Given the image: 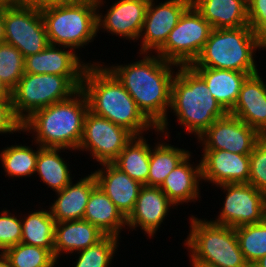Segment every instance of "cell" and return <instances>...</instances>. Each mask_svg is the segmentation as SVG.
Listing matches in <instances>:
<instances>
[{
	"mask_svg": "<svg viewBox=\"0 0 266 267\" xmlns=\"http://www.w3.org/2000/svg\"><path fill=\"white\" fill-rule=\"evenodd\" d=\"M184 246L190 253V263H202L214 267H250L238 243L235 228L214 224L194 215Z\"/></svg>",
	"mask_w": 266,
	"mask_h": 267,
	"instance_id": "8992f818",
	"label": "cell"
},
{
	"mask_svg": "<svg viewBox=\"0 0 266 267\" xmlns=\"http://www.w3.org/2000/svg\"><path fill=\"white\" fill-rule=\"evenodd\" d=\"M191 156L190 153L176 166L159 187L175 206L196 202L201 198L199 193V183L202 182L201 160L197 164L194 162L192 164Z\"/></svg>",
	"mask_w": 266,
	"mask_h": 267,
	"instance_id": "44dd1931",
	"label": "cell"
},
{
	"mask_svg": "<svg viewBox=\"0 0 266 267\" xmlns=\"http://www.w3.org/2000/svg\"><path fill=\"white\" fill-rule=\"evenodd\" d=\"M73 0H17L18 4L29 6V7H36V8H43L50 5H57L62 3H68Z\"/></svg>",
	"mask_w": 266,
	"mask_h": 267,
	"instance_id": "ab89813d",
	"label": "cell"
},
{
	"mask_svg": "<svg viewBox=\"0 0 266 267\" xmlns=\"http://www.w3.org/2000/svg\"><path fill=\"white\" fill-rule=\"evenodd\" d=\"M40 11L51 45L69 47L76 52L98 36L96 1L73 0Z\"/></svg>",
	"mask_w": 266,
	"mask_h": 267,
	"instance_id": "52a82bcc",
	"label": "cell"
},
{
	"mask_svg": "<svg viewBox=\"0 0 266 267\" xmlns=\"http://www.w3.org/2000/svg\"><path fill=\"white\" fill-rule=\"evenodd\" d=\"M157 142L156 146H151L147 186L160 187L167 175L192 153L164 140Z\"/></svg>",
	"mask_w": 266,
	"mask_h": 267,
	"instance_id": "f1b7e54d",
	"label": "cell"
},
{
	"mask_svg": "<svg viewBox=\"0 0 266 267\" xmlns=\"http://www.w3.org/2000/svg\"><path fill=\"white\" fill-rule=\"evenodd\" d=\"M223 207L214 224L237 228L262 222L266 218V195L249 183L223 184Z\"/></svg>",
	"mask_w": 266,
	"mask_h": 267,
	"instance_id": "8fae6325",
	"label": "cell"
},
{
	"mask_svg": "<svg viewBox=\"0 0 266 267\" xmlns=\"http://www.w3.org/2000/svg\"><path fill=\"white\" fill-rule=\"evenodd\" d=\"M5 42V29L3 19V6H0V43Z\"/></svg>",
	"mask_w": 266,
	"mask_h": 267,
	"instance_id": "b9f144b4",
	"label": "cell"
},
{
	"mask_svg": "<svg viewBox=\"0 0 266 267\" xmlns=\"http://www.w3.org/2000/svg\"><path fill=\"white\" fill-rule=\"evenodd\" d=\"M105 236L120 238L122 228L126 229V218L112 200L97 185L91 192L83 217Z\"/></svg>",
	"mask_w": 266,
	"mask_h": 267,
	"instance_id": "484cf974",
	"label": "cell"
},
{
	"mask_svg": "<svg viewBox=\"0 0 266 267\" xmlns=\"http://www.w3.org/2000/svg\"><path fill=\"white\" fill-rule=\"evenodd\" d=\"M83 76L24 73L12 90V110L22 123L33 112L64 101L82 86Z\"/></svg>",
	"mask_w": 266,
	"mask_h": 267,
	"instance_id": "ba28073f",
	"label": "cell"
},
{
	"mask_svg": "<svg viewBox=\"0 0 266 267\" xmlns=\"http://www.w3.org/2000/svg\"><path fill=\"white\" fill-rule=\"evenodd\" d=\"M142 136H134L112 162L132 179L147 186L151 145Z\"/></svg>",
	"mask_w": 266,
	"mask_h": 267,
	"instance_id": "4316f807",
	"label": "cell"
},
{
	"mask_svg": "<svg viewBox=\"0 0 266 267\" xmlns=\"http://www.w3.org/2000/svg\"><path fill=\"white\" fill-rule=\"evenodd\" d=\"M99 165L101 166L100 169L92 171L96 177L97 185L127 218L134 209L143 185L122 172L113 163Z\"/></svg>",
	"mask_w": 266,
	"mask_h": 267,
	"instance_id": "d6986e66",
	"label": "cell"
},
{
	"mask_svg": "<svg viewBox=\"0 0 266 267\" xmlns=\"http://www.w3.org/2000/svg\"><path fill=\"white\" fill-rule=\"evenodd\" d=\"M0 267H10L8 259L3 253H0Z\"/></svg>",
	"mask_w": 266,
	"mask_h": 267,
	"instance_id": "ee69618b",
	"label": "cell"
},
{
	"mask_svg": "<svg viewBox=\"0 0 266 267\" xmlns=\"http://www.w3.org/2000/svg\"><path fill=\"white\" fill-rule=\"evenodd\" d=\"M191 68L206 82L210 93L227 113L233 109L243 83L251 75L226 69Z\"/></svg>",
	"mask_w": 266,
	"mask_h": 267,
	"instance_id": "d4e9b609",
	"label": "cell"
},
{
	"mask_svg": "<svg viewBox=\"0 0 266 267\" xmlns=\"http://www.w3.org/2000/svg\"><path fill=\"white\" fill-rule=\"evenodd\" d=\"M63 48V49H62ZM49 44L43 51L25 57L24 72L31 74H55L59 76H83L89 63H84L73 49Z\"/></svg>",
	"mask_w": 266,
	"mask_h": 267,
	"instance_id": "ac0fdd59",
	"label": "cell"
},
{
	"mask_svg": "<svg viewBox=\"0 0 266 267\" xmlns=\"http://www.w3.org/2000/svg\"><path fill=\"white\" fill-rule=\"evenodd\" d=\"M12 99H0V134H21V122L14 116ZM14 132V133H13Z\"/></svg>",
	"mask_w": 266,
	"mask_h": 267,
	"instance_id": "f35d334b",
	"label": "cell"
},
{
	"mask_svg": "<svg viewBox=\"0 0 266 267\" xmlns=\"http://www.w3.org/2000/svg\"><path fill=\"white\" fill-rule=\"evenodd\" d=\"M190 5L191 0H166L157 5L155 0L149 1L139 37L141 46L138 54H155L165 44L169 33Z\"/></svg>",
	"mask_w": 266,
	"mask_h": 267,
	"instance_id": "5bb4252c",
	"label": "cell"
},
{
	"mask_svg": "<svg viewBox=\"0 0 266 267\" xmlns=\"http://www.w3.org/2000/svg\"><path fill=\"white\" fill-rule=\"evenodd\" d=\"M34 145L38 146L36 150L24 144H12L1 150L0 160L5 176L27 178L35 174L38 153L42 147L35 142Z\"/></svg>",
	"mask_w": 266,
	"mask_h": 267,
	"instance_id": "4dcf8cb0",
	"label": "cell"
},
{
	"mask_svg": "<svg viewBox=\"0 0 266 267\" xmlns=\"http://www.w3.org/2000/svg\"><path fill=\"white\" fill-rule=\"evenodd\" d=\"M249 184L266 195V140L261 138L250 154Z\"/></svg>",
	"mask_w": 266,
	"mask_h": 267,
	"instance_id": "8d00e7d4",
	"label": "cell"
},
{
	"mask_svg": "<svg viewBox=\"0 0 266 267\" xmlns=\"http://www.w3.org/2000/svg\"><path fill=\"white\" fill-rule=\"evenodd\" d=\"M266 50V41L249 26L213 29L198 58L190 67L259 72L256 51Z\"/></svg>",
	"mask_w": 266,
	"mask_h": 267,
	"instance_id": "5b68a950",
	"label": "cell"
},
{
	"mask_svg": "<svg viewBox=\"0 0 266 267\" xmlns=\"http://www.w3.org/2000/svg\"><path fill=\"white\" fill-rule=\"evenodd\" d=\"M2 212V213H1ZM0 212V253L21 242L22 216H15L6 208ZM19 218V219H18Z\"/></svg>",
	"mask_w": 266,
	"mask_h": 267,
	"instance_id": "d590c367",
	"label": "cell"
},
{
	"mask_svg": "<svg viewBox=\"0 0 266 267\" xmlns=\"http://www.w3.org/2000/svg\"><path fill=\"white\" fill-rule=\"evenodd\" d=\"M262 135L236 116L217 119L197 140L202 150H224L250 155Z\"/></svg>",
	"mask_w": 266,
	"mask_h": 267,
	"instance_id": "4fadbf2b",
	"label": "cell"
},
{
	"mask_svg": "<svg viewBox=\"0 0 266 267\" xmlns=\"http://www.w3.org/2000/svg\"><path fill=\"white\" fill-rule=\"evenodd\" d=\"M190 265L192 267H214V266H210V265H206V264H202V263H190Z\"/></svg>",
	"mask_w": 266,
	"mask_h": 267,
	"instance_id": "bcb514c9",
	"label": "cell"
},
{
	"mask_svg": "<svg viewBox=\"0 0 266 267\" xmlns=\"http://www.w3.org/2000/svg\"><path fill=\"white\" fill-rule=\"evenodd\" d=\"M213 29L249 26L247 0H191Z\"/></svg>",
	"mask_w": 266,
	"mask_h": 267,
	"instance_id": "cb8c5ba5",
	"label": "cell"
},
{
	"mask_svg": "<svg viewBox=\"0 0 266 267\" xmlns=\"http://www.w3.org/2000/svg\"><path fill=\"white\" fill-rule=\"evenodd\" d=\"M171 207L177 208L159 187L143 185L133 211L126 218L127 227L132 231L139 227L146 236L153 238Z\"/></svg>",
	"mask_w": 266,
	"mask_h": 267,
	"instance_id": "e0dca14e",
	"label": "cell"
},
{
	"mask_svg": "<svg viewBox=\"0 0 266 267\" xmlns=\"http://www.w3.org/2000/svg\"><path fill=\"white\" fill-rule=\"evenodd\" d=\"M251 267H266V255L256 261Z\"/></svg>",
	"mask_w": 266,
	"mask_h": 267,
	"instance_id": "7bdbcfd3",
	"label": "cell"
},
{
	"mask_svg": "<svg viewBox=\"0 0 266 267\" xmlns=\"http://www.w3.org/2000/svg\"><path fill=\"white\" fill-rule=\"evenodd\" d=\"M96 186V177L91 171V174L81 177L75 184L71 181L56 192L57 198L49 207L55 222L83 219L89 196Z\"/></svg>",
	"mask_w": 266,
	"mask_h": 267,
	"instance_id": "7402d4cb",
	"label": "cell"
},
{
	"mask_svg": "<svg viewBox=\"0 0 266 267\" xmlns=\"http://www.w3.org/2000/svg\"><path fill=\"white\" fill-rule=\"evenodd\" d=\"M21 243L54 250L55 220L48 208L32 211L21 218Z\"/></svg>",
	"mask_w": 266,
	"mask_h": 267,
	"instance_id": "f546056e",
	"label": "cell"
},
{
	"mask_svg": "<svg viewBox=\"0 0 266 267\" xmlns=\"http://www.w3.org/2000/svg\"><path fill=\"white\" fill-rule=\"evenodd\" d=\"M142 55L141 60L133 63L106 67L122 83L138 109L156 127L155 133H159L164 140H169L167 111L170 108L172 82L178 65L165 61L156 54H140Z\"/></svg>",
	"mask_w": 266,
	"mask_h": 267,
	"instance_id": "6da1fadb",
	"label": "cell"
},
{
	"mask_svg": "<svg viewBox=\"0 0 266 267\" xmlns=\"http://www.w3.org/2000/svg\"><path fill=\"white\" fill-rule=\"evenodd\" d=\"M0 99H12V90L0 79Z\"/></svg>",
	"mask_w": 266,
	"mask_h": 267,
	"instance_id": "60d3db41",
	"label": "cell"
},
{
	"mask_svg": "<svg viewBox=\"0 0 266 267\" xmlns=\"http://www.w3.org/2000/svg\"><path fill=\"white\" fill-rule=\"evenodd\" d=\"M212 30V26L191 4L155 54L178 66H189L200 55Z\"/></svg>",
	"mask_w": 266,
	"mask_h": 267,
	"instance_id": "9c48e42d",
	"label": "cell"
},
{
	"mask_svg": "<svg viewBox=\"0 0 266 267\" xmlns=\"http://www.w3.org/2000/svg\"><path fill=\"white\" fill-rule=\"evenodd\" d=\"M169 109L177 116L180 126L197 139L227 114L210 93L206 82L190 66H178Z\"/></svg>",
	"mask_w": 266,
	"mask_h": 267,
	"instance_id": "277c9868",
	"label": "cell"
},
{
	"mask_svg": "<svg viewBox=\"0 0 266 267\" xmlns=\"http://www.w3.org/2000/svg\"><path fill=\"white\" fill-rule=\"evenodd\" d=\"M61 150L66 149L42 147L38 153L35 169V175L37 173L39 179L55 193L61 191L73 180L72 171L69 170L70 165L60 156L63 152Z\"/></svg>",
	"mask_w": 266,
	"mask_h": 267,
	"instance_id": "83f0119b",
	"label": "cell"
},
{
	"mask_svg": "<svg viewBox=\"0 0 266 267\" xmlns=\"http://www.w3.org/2000/svg\"><path fill=\"white\" fill-rule=\"evenodd\" d=\"M106 0H97V32L99 29L120 36L126 40H139L147 7V0H117L106 10L104 16L99 12Z\"/></svg>",
	"mask_w": 266,
	"mask_h": 267,
	"instance_id": "9a60e30c",
	"label": "cell"
},
{
	"mask_svg": "<svg viewBox=\"0 0 266 267\" xmlns=\"http://www.w3.org/2000/svg\"><path fill=\"white\" fill-rule=\"evenodd\" d=\"M240 250L251 267L266 255V218L259 223L235 228Z\"/></svg>",
	"mask_w": 266,
	"mask_h": 267,
	"instance_id": "1f68e13d",
	"label": "cell"
},
{
	"mask_svg": "<svg viewBox=\"0 0 266 267\" xmlns=\"http://www.w3.org/2000/svg\"><path fill=\"white\" fill-rule=\"evenodd\" d=\"M3 254L10 267H55L58 264L49 249L19 243L6 249Z\"/></svg>",
	"mask_w": 266,
	"mask_h": 267,
	"instance_id": "d6a6232c",
	"label": "cell"
},
{
	"mask_svg": "<svg viewBox=\"0 0 266 267\" xmlns=\"http://www.w3.org/2000/svg\"><path fill=\"white\" fill-rule=\"evenodd\" d=\"M133 137L127 129L88 111L77 151L90 152L99 164L112 163Z\"/></svg>",
	"mask_w": 266,
	"mask_h": 267,
	"instance_id": "7c38bea8",
	"label": "cell"
},
{
	"mask_svg": "<svg viewBox=\"0 0 266 267\" xmlns=\"http://www.w3.org/2000/svg\"><path fill=\"white\" fill-rule=\"evenodd\" d=\"M25 57L13 45L0 43V79L13 90L24 75Z\"/></svg>",
	"mask_w": 266,
	"mask_h": 267,
	"instance_id": "e575fe53",
	"label": "cell"
},
{
	"mask_svg": "<svg viewBox=\"0 0 266 267\" xmlns=\"http://www.w3.org/2000/svg\"><path fill=\"white\" fill-rule=\"evenodd\" d=\"M5 42L24 57L43 51L50 43L40 8L21 4L3 6Z\"/></svg>",
	"mask_w": 266,
	"mask_h": 267,
	"instance_id": "30bf717a",
	"label": "cell"
},
{
	"mask_svg": "<svg viewBox=\"0 0 266 267\" xmlns=\"http://www.w3.org/2000/svg\"><path fill=\"white\" fill-rule=\"evenodd\" d=\"M260 76L258 72L245 80L229 113L262 135L266 131V84Z\"/></svg>",
	"mask_w": 266,
	"mask_h": 267,
	"instance_id": "ffe728a7",
	"label": "cell"
},
{
	"mask_svg": "<svg viewBox=\"0 0 266 267\" xmlns=\"http://www.w3.org/2000/svg\"><path fill=\"white\" fill-rule=\"evenodd\" d=\"M105 235L87 220H71L55 223L54 257L59 261L61 255L86 249ZM60 255V256H59Z\"/></svg>",
	"mask_w": 266,
	"mask_h": 267,
	"instance_id": "603a6c76",
	"label": "cell"
},
{
	"mask_svg": "<svg viewBox=\"0 0 266 267\" xmlns=\"http://www.w3.org/2000/svg\"><path fill=\"white\" fill-rule=\"evenodd\" d=\"M249 27L266 41V0H247Z\"/></svg>",
	"mask_w": 266,
	"mask_h": 267,
	"instance_id": "74e56055",
	"label": "cell"
},
{
	"mask_svg": "<svg viewBox=\"0 0 266 267\" xmlns=\"http://www.w3.org/2000/svg\"><path fill=\"white\" fill-rule=\"evenodd\" d=\"M119 239L121 238L104 236L96 244L76 252L79 255L73 263L74 267H110L120 245Z\"/></svg>",
	"mask_w": 266,
	"mask_h": 267,
	"instance_id": "836d02e7",
	"label": "cell"
},
{
	"mask_svg": "<svg viewBox=\"0 0 266 267\" xmlns=\"http://www.w3.org/2000/svg\"><path fill=\"white\" fill-rule=\"evenodd\" d=\"M103 63L90 62L83 74L81 90L87 97L89 111L127 129L134 136L155 130L122 83Z\"/></svg>",
	"mask_w": 266,
	"mask_h": 267,
	"instance_id": "7a4b0ae2",
	"label": "cell"
},
{
	"mask_svg": "<svg viewBox=\"0 0 266 267\" xmlns=\"http://www.w3.org/2000/svg\"><path fill=\"white\" fill-rule=\"evenodd\" d=\"M17 0H0V6L16 4Z\"/></svg>",
	"mask_w": 266,
	"mask_h": 267,
	"instance_id": "f6af8a7d",
	"label": "cell"
},
{
	"mask_svg": "<svg viewBox=\"0 0 266 267\" xmlns=\"http://www.w3.org/2000/svg\"><path fill=\"white\" fill-rule=\"evenodd\" d=\"M202 181L212 185L248 183L250 155L224 150H202Z\"/></svg>",
	"mask_w": 266,
	"mask_h": 267,
	"instance_id": "2e32d148",
	"label": "cell"
},
{
	"mask_svg": "<svg viewBox=\"0 0 266 267\" xmlns=\"http://www.w3.org/2000/svg\"><path fill=\"white\" fill-rule=\"evenodd\" d=\"M262 138L266 140V131L262 134Z\"/></svg>",
	"mask_w": 266,
	"mask_h": 267,
	"instance_id": "7dc6e473",
	"label": "cell"
},
{
	"mask_svg": "<svg viewBox=\"0 0 266 267\" xmlns=\"http://www.w3.org/2000/svg\"><path fill=\"white\" fill-rule=\"evenodd\" d=\"M88 111L87 97L79 89L70 98L33 112L21 123V132L32 133L41 147L76 151Z\"/></svg>",
	"mask_w": 266,
	"mask_h": 267,
	"instance_id": "3957f363",
	"label": "cell"
}]
</instances>
